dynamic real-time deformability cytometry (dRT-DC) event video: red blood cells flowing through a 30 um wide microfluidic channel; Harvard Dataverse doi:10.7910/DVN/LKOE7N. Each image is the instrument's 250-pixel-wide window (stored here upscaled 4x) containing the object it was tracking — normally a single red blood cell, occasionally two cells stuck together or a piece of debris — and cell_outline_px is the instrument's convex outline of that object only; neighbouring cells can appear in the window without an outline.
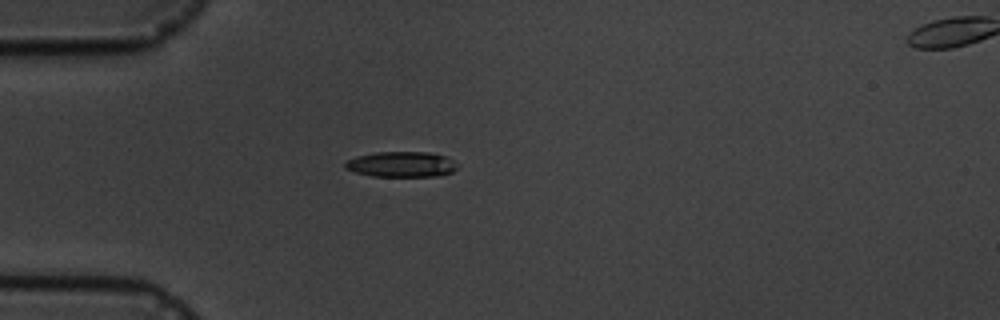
{"species": "common noctule bat (a hibernating species)", "species_latin": "Nyctalus noctula", "temperature_condition": "cold", "stored_images_in_passage": 5, "segment_of_instrument_passage": [1, 2], "camera_frame_rate_fps": 3000, "um_per_image_px": 0.085, "animal": {"sex": "male", "body_mass_g": 19.5, "forearm_length_mm": 54.6}, "frame": {"image": 1, "passage_image": 4, "time_ms": 3.333, "image_size_px": [1000, 320], "cell_outline_px": [[456, 168], [452, 172], [436, 176], [372, 176], [356, 172], [344, 168], [344, 164], [348, 160], [356, 156], [376, 152], [428, 152], [444, 156], [452, 160]], "centroid_in_image_um": [34.07, 13.96], "position_along_channel_um": 50.9, "area_um2": 16.42}}